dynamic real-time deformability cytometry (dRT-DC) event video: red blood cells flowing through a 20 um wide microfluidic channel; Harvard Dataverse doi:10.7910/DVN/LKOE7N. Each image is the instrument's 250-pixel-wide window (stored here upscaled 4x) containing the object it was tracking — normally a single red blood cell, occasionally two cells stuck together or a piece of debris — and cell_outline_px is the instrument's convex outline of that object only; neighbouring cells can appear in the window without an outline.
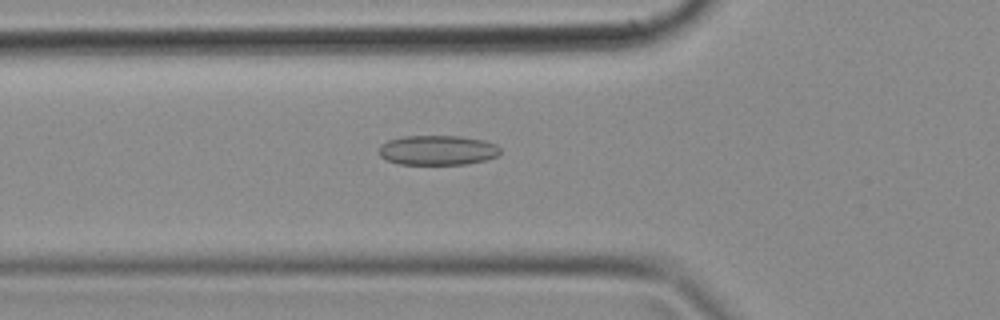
{"species": "common noctule bat (a hibernating species)", "species_latin": "Nyctalus noctula", "temperature_condition": "cold", "stored_images_in_passage": 49, "camera_frame_rate_fps": 3000, "um_per_image_px": 0.085, "animal": {"sex": "female", "body_mass_g": 18.4}, "frame": {"image": 1, "passage_image": 17, "time_ms": 5.333, "image_size_px": [1000, 320], "cell_outline_px": [[500, 152], [496, 156], [484, 160], [464, 164], [400, 164], [388, 160], [380, 156], [380, 144], [388, 140], [404, 136], [460, 136], [484, 140], [496, 144], [500, 148]], "centroid_in_image_um": [37.19, 12.76], "position_along_channel_um": 88.6, "area_um2": 20.92}}
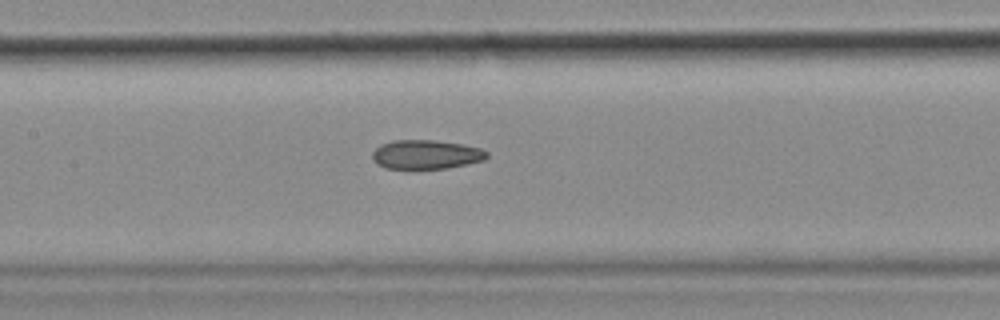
{"frame": {"image": 2, "passage_image": 23, "time_ms": 7.333, "image_size_px": [1000, 320], "cell_outline_px": [[488, 156], [484, 160], [448, 168], [384, 168], [376, 164], [372, 160], [372, 152], [380, 144], [392, 140], [432, 140], [464, 144], [480, 148], [488, 152]], "centroid_in_image_um": [36.19, 13.12], "position_along_channel_um": 171.2, "area_um2": 19.48}}
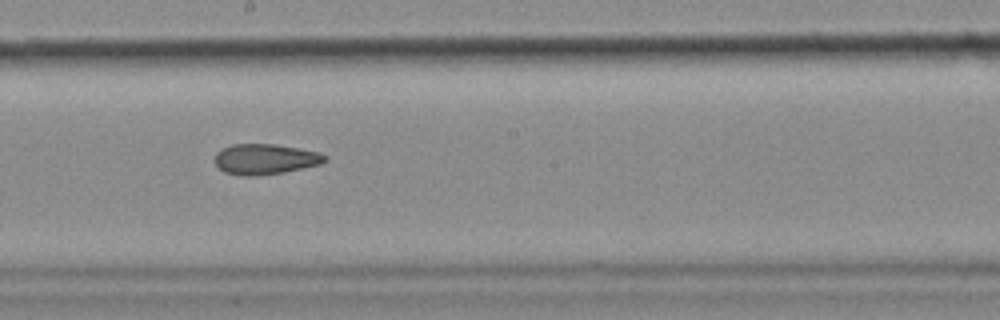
{"frame": {"image": 3, "passage_image": 27, "time_ms": 8.667, "image_size_px": [1000, 320], "cell_outline_px": [[328, 160], [320, 164], [284, 172], [256, 176], [240, 176], [224, 172], [212, 160], [216, 152], [220, 148], [232, 144], [276, 144], [300, 148], [320, 152], [328, 156]], "centroid_in_image_um": [22.52, 13.52], "position_along_channel_um": 225.7, "area_um2": 19.94}}